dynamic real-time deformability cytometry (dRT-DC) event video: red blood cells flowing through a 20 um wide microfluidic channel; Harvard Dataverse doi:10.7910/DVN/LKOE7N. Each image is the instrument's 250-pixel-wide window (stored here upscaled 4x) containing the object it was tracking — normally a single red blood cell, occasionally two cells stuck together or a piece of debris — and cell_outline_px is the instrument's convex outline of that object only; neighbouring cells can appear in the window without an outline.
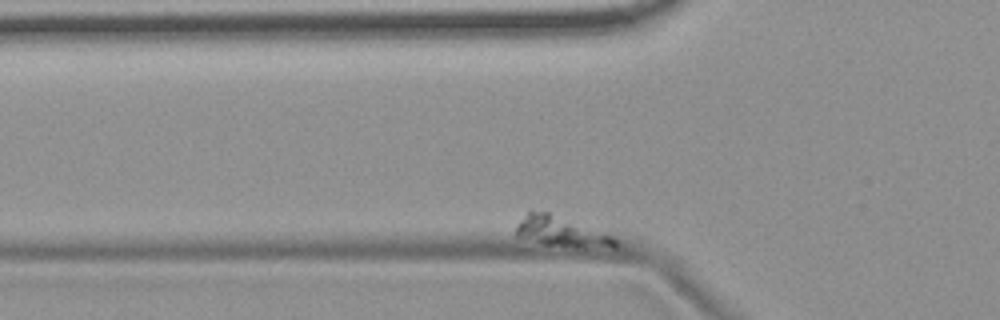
{"species": "common noctule bat (a hibernating species)", "species_latin": "Nyctalus noctula", "temperature_condition": "room temperature", "stored_images_in_passage": 19, "camera_frame_rate_fps": 3000, "um_per_image_px": 0.085, "animal": {"sex": "female", "body_mass_g": 19.9}, "frame": {"image": 1, "passage_image": 2, "time_ms": 0.333, "image_size_px": [1000, 320], "cell_outline_px": [[620, 244], [616, 248], [544, 244], [516, 236], [516, 224], [528, 212], [548, 212], [612, 236]], "centroid_in_image_um": [47.69, 19.7], "position_along_channel_um": 78.1, "area_um2": 16.65}}